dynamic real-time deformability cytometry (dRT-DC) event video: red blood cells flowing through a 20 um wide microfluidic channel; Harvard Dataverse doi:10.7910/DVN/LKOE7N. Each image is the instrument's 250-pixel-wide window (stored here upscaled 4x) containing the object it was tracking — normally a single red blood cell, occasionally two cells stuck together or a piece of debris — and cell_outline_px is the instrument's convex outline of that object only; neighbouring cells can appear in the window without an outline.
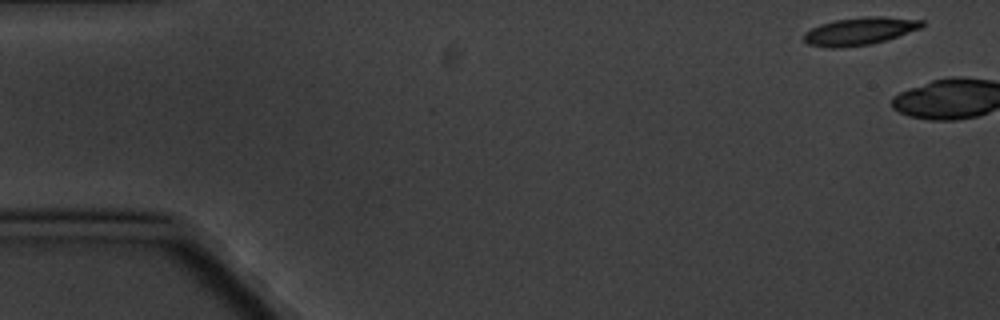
{"species": "common noctule bat (a hibernating species)", "species_latin": "Nyctalus noctula", "temperature_condition": "cold", "stored_images_in_passage": 7, "segment_of_instrument_passage": [2, 2], "camera_frame_rate_fps": 3000, "um_per_image_px": 0.085, "animal": {"sex": "male", "body_mass_g": 20.1, "forearm_length_mm": 53.5}, "frame": {"image": 1, "passage_image": 7, "time_ms": 7.0, "image_size_px": [1000, 320], "cell_outline_px": [[924, 24], [920, 28], [884, 40], [868, 44], [840, 48], [828, 48], [808, 44], [804, 40], [804, 32], [820, 24], [836, 20], [864, 16], [884, 16], [924, 20]], "centroid_in_image_um": [73.05, 2.64], "position_along_channel_um": 12.0, "area_um2": 18.84}}